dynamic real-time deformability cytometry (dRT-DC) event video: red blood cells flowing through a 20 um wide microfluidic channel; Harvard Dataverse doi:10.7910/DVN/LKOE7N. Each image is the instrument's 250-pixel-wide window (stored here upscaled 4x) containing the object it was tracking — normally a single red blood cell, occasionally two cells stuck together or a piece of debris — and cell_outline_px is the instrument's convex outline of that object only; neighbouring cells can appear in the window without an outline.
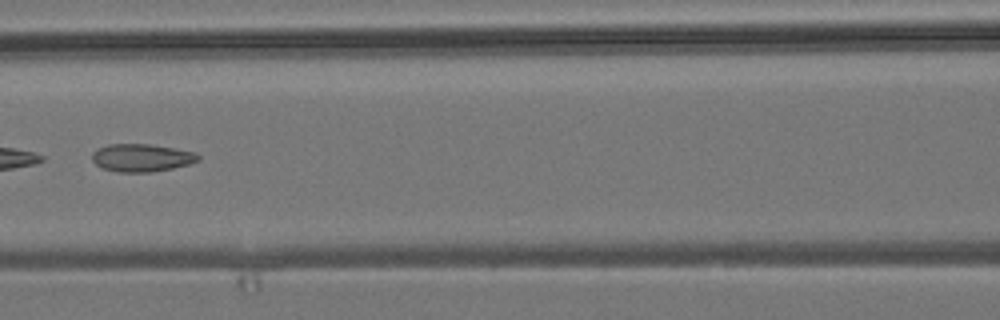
{"species": "common noctule bat (a hibernating species)", "species_latin": "Nyctalus noctula", "temperature_condition": "room temperature", "stored_images_in_passage": 4, "camera_frame_rate_fps": 3000, "um_per_image_px": 0.085, "animal": {"sex": "male", "body_mass_g": 19.2, "forearm_length_mm": 51.8}, "frame": {"image": 1, "passage_image": 4, "time_ms": 3.333, "image_size_px": [1000, 320], "cell_outline_px": [[200, 160], [188, 164], [172, 168], [152, 172], [120, 172], [100, 168], [92, 160], [92, 152], [108, 144], [152, 144], [196, 152], [200, 156]], "centroid_in_image_um": [12.04, 13.41], "position_along_channel_um": 154.6, "area_um2": 17.22}}